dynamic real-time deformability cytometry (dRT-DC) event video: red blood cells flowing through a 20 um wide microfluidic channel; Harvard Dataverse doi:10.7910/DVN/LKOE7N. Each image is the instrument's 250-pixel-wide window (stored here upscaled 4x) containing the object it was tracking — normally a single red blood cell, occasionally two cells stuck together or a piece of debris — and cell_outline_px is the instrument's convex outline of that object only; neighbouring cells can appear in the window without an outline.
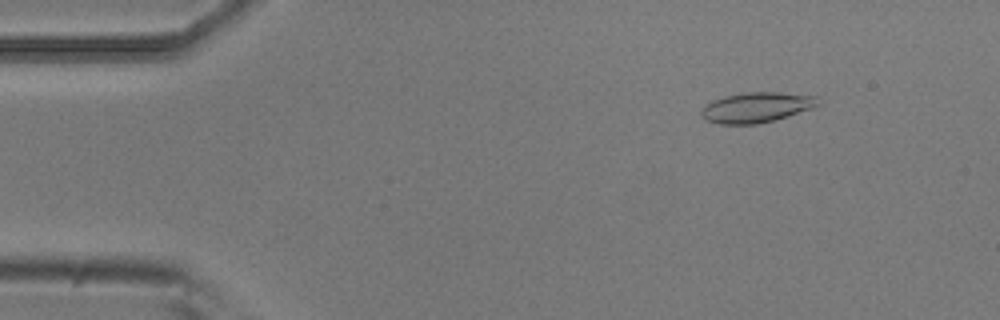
{"species": "common noctule bat (a hibernating species)", "species_latin": "Nyctalus noctula", "temperature_condition": "room temperature", "stored_images_in_passage": 48, "camera_frame_rate_fps": 3000, "um_per_image_px": 0.085, "animal": {"sex": "male", "body_mass_g": 20.5, "forearm_length_mm": 52.5}, "frame": {"image": 1, "passage_image": 1, "time_ms": 0.0, "image_size_px": [1000, 320], "cell_outline_px": [[820, 104], [812, 108], [776, 120], [756, 124], [720, 124], [704, 120], [700, 112], [712, 100], [724, 96], [748, 92], [780, 92], [816, 96]], "centroid_in_image_um": [64.3, 9.13], "position_along_channel_um": 20.7, "area_um2": 20.52}}
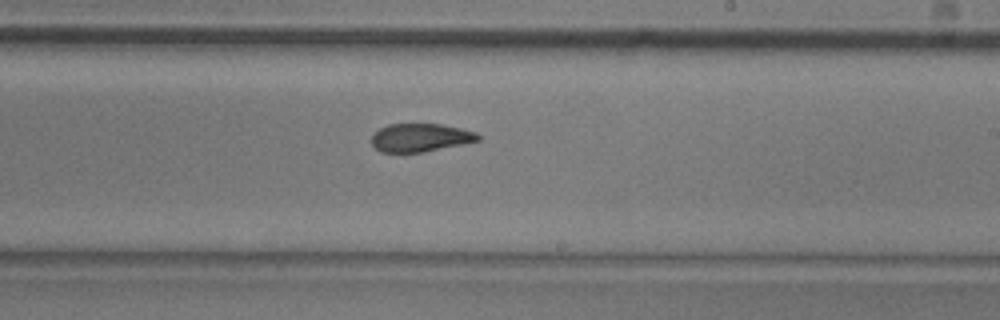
{"frame": {"image": 2, "passage_image": 26, "time_ms": 8.333, "image_size_px": [1000, 320], "cell_outline_px": [[484, 136], [480, 140], [464, 144], [420, 152], [380, 152], [372, 144], [372, 136], [380, 128], [388, 124], [440, 124], [460, 128], [476, 132]], "centroid_in_image_um": [35.77, 11.69], "position_along_channel_um": 253.2, "area_um2": 17.46}}
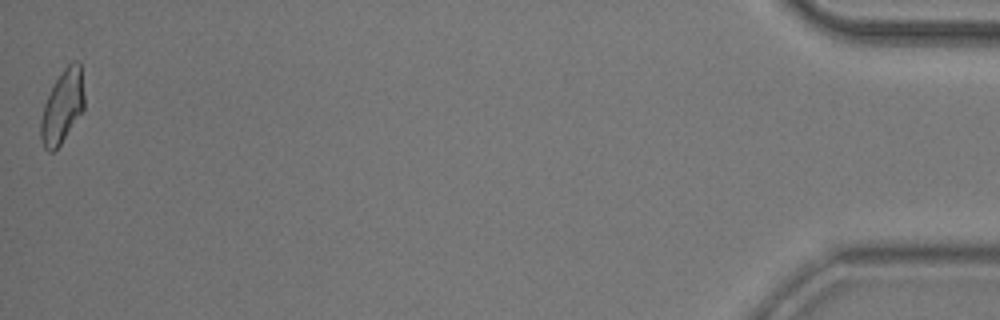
{"frame": {"image": 3, "passage_image": 48, "time_ms": 15.667, "image_size_px": [1000, 320], "cell_outline_px": [[84, 108], [60, 144], [52, 152], [48, 152], [44, 148], [40, 140], [40, 120], [44, 104], [56, 80], [64, 68], [72, 60], [76, 60], [80, 64], [84, 96]], "centroid_in_image_um": [5.28, 9.07], "position_along_channel_um": 429.9, "area_um2": 18.26}, "authors_computed_cell_mechanics": {"area_um2": 18.9584, "velocity_mm_per_s": 3.7294, "shape_relaxation_time_tau1_ms": 6.4574, "shape_relaxation_time_tau2_ms": 2.493, "deformation_change_tau1": 0.1856, "deformation_change_tau2": 0.0987}}